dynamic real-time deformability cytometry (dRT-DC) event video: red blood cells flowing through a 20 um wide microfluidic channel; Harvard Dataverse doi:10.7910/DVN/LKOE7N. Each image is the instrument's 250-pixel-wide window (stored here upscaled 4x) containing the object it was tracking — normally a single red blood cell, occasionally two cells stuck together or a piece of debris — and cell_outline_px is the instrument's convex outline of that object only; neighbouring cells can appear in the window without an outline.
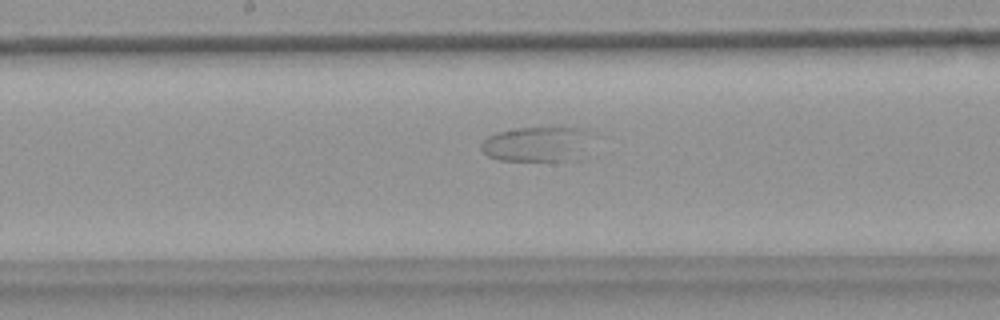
{"species": "common noctule bat (a hibernating species)", "species_latin": "Nyctalus noctula", "temperature_condition": "warm", "stored_images_in_passage": 39, "camera_frame_rate_fps": 3000, "um_per_image_px": 0.085, "animal": {"sex": "female", "body_mass_g": 18.4}, "frame": {"image": 1, "passage_image": 13, "time_ms": 4.0, "image_size_px": [1000, 320], "cell_outline_px": [[588, 132], [584, 160], [496, 160], [488, 156], [480, 148], [480, 144], [488, 136], [496, 132], [516, 128], [588, 128]], "centroid_in_image_um": [45.64, 12.26], "position_along_channel_um": 202.6, "area_um2": 22.66}}
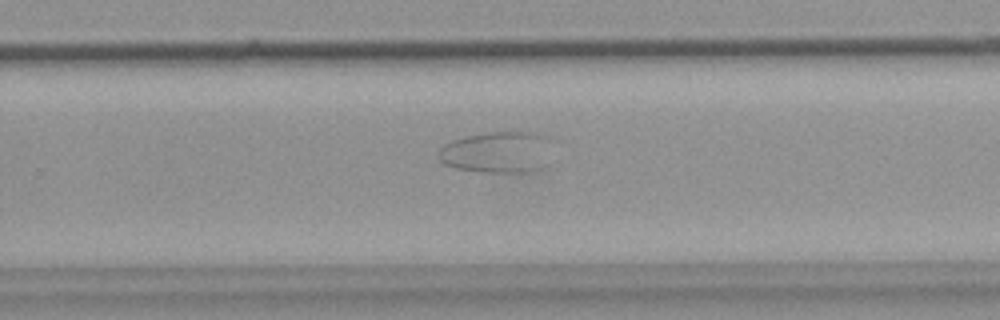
{"frame": {"image": 2, "passage_image": 20, "time_ms": 6.333, "image_size_px": [1000, 320], "cell_outline_px": [[548, 136], [536, 168], [524, 172], [480, 172], [456, 168], [444, 164], [440, 160], [440, 148], [444, 144], [452, 140], [468, 136], [488, 132], [536, 132]], "centroid_in_image_um": [42.07, 12.91], "position_along_channel_um": 287.7, "area_um2": 26.01}}
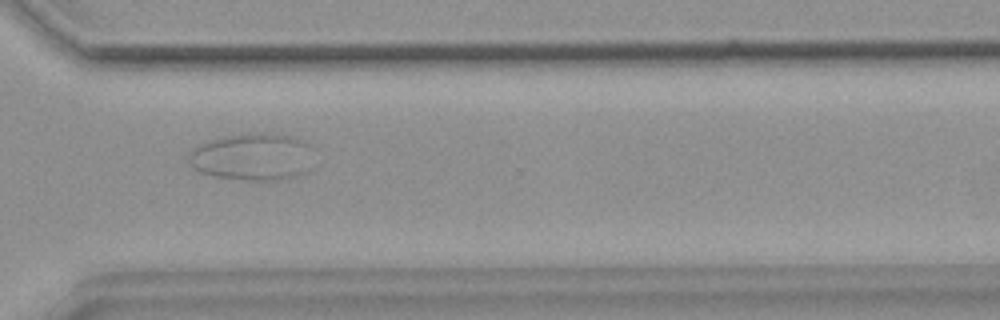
{"frame": {"image": 3, "passage_image": 25, "time_ms": 8.0, "image_size_px": [1000, 320], "cell_outline_px": [[308, 144], [304, 172], [280, 180], [240, 180], [212, 176], [200, 172], [192, 168], [188, 160], [188, 152], [192, 148], [208, 140], [220, 136], [244, 132], [268, 132], [292, 136], [308, 140]], "centroid_in_image_um": [21.31, 13.29], "position_along_channel_um": 349.3, "area_um2": 34.51}}